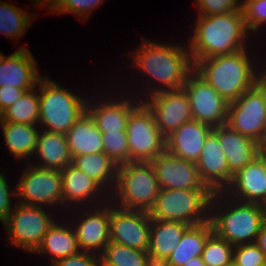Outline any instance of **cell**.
<instances>
[{"label": "cell", "instance_id": "obj_10", "mask_svg": "<svg viewBox=\"0 0 266 266\" xmlns=\"http://www.w3.org/2000/svg\"><path fill=\"white\" fill-rule=\"evenodd\" d=\"M227 125L262 144L266 136V88L258 81L228 104Z\"/></svg>", "mask_w": 266, "mask_h": 266}, {"label": "cell", "instance_id": "obj_33", "mask_svg": "<svg viewBox=\"0 0 266 266\" xmlns=\"http://www.w3.org/2000/svg\"><path fill=\"white\" fill-rule=\"evenodd\" d=\"M147 251L137 250L128 246L109 242L101 256L116 266H145Z\"/></svg>", "mask_w": 266, "mask_h": 266}, {"label": "cell", "instance_id": "obj_51", "mask_svg": "<svg viewBox=\"0 0 266 266\" xmlns=\"http://www.w3.org/2000/svg\"><path fill=\"white\" fill-rule=\"evenodd\" d=\"M228 266H238L234 262L230 263Z\"/></svg>", "mask_w": 266, "mask_h": 266}, {"label": "cell", "instance_id": "obj_31", "mask_svg": "<svg viewBox=\"0 0 266 266\" xmlns=\"http://www.w3.org/2000/svg\"><path fill=\"white\" fill-rule=\"evenodd\" d=\"M36 89L26 91L15 104L4 110L0 122L38 125L40 101Z\"/></svg>", "mask_w": 266, "mask_h": 266}, {"label": "cell", "instance_id": "obj_45", "mask_svg": "<svg viewBox=\"0 0 266 266\" xmlns=\"http://www.w3.org/2000/svg\"><path fill=\"white\" fill-rule=\"evenodd\" d=\"M35 4H37V7L40 5L41 6H46L49 8L48 10L51 12L61 0H33Z\"/></svg>", "mask_w": 266, "mask_h": 266}, {"label": "cell", "instance_id": "obj_18", "mask_svg": "<svg viewBox=\"0 0 266 266\" xmlns=\"http://www.w3.org/2000/svg\"><path fill=\"white\" fill-rule=\"evenodd\" d=\"M119 95L121 97L120 99L115 94V98L110 95L112 99L110 97L108 99L107 97H103L102 102L98 99L94 102L91 98L87 101V111L95 120L101 133L126 131L127 121L131 111L142 101L137 98L138 95L133 98L131 96L132 94L128 93L126 94L127 97L121 94ZM128 95H130V99Z\"/></svg>", "mask_w": 266, "mask_h": 266}, {"label": "cell", "instance_id": "obj_36", "mask_svg": "<svg viewBox=\"0 0 266 266\" xmlns=\"http://www.w3.org/2000/svg\"><path fill=\"white\" fill-rule=\"evenodd\" d=\"M239 3L248 32H257L258 34L260 27L266 24V0L242 1Z\"/></svg>", "mask_w": 266, "mask_h": 266}, {"label": "cell", "instance_id": "obj_41", "mask_svg": "<svg viewBox=\"0 0 266 266\" xmlns=\"http://www.w3.org/2000/svg\"><path fill=\"white\" fill-rule=\"evenodd\" d=\"M52 266H99V255L83 252L59 259Z\"/></svg>", "mask_w": 266, "mask_h": 266}, {"label": "cell", "instance_id": "obj_15", "mask_svg": "<svg viewBox=\"0 0 266 266\" xmlns=\"http://www.w3.org/2000/svg\"><path fill=\"white\" fill-rule=\"evenodd\" d=\"M109 201L110 200L102 205L85 207L86 210L84 207H82L81 209L85 212H80L83 215L78 217V221H76L77 225L75 224V221L73 223L74 226L71 225L75 232L80 251L89 253L95 252V254L98 253V255H101L105 249V246L110 242Z\"/></svg>", "mask_w": 266, "mask_h": 266}, {"label": "cell", "instance_id": "obj_23", "mask_svg": "<svg viewBox=\"0 0 266 266\" xmlns=\"http://www.w3.org/2000/svg\"><path fill=\"white\" fill-rule=\"evenodd\" d=\"M213 127L191 120L166 137V151L189 162L197 163L205 139Z\"/></svg>", "mask_w": 266, "mask_h": 266}, {"label": "cell", "instance_id": "obj_38", "mask_svg": "<svg viewBox=\"0 0 266 266\" xmlns=\"http://www.w3.org/2000/svg\"><path fill=\"white\" fill-rule=\"evenodd\" d=\"M104 0H61L59 4L51 11L52 13H70L77 17L87 19L98 5Z\"/></svg>", "mask_w": 266, "mask_h": 266}, {"label": "cell", "instance_id": "obj_49", "mask_svg": "<svg viewBox=\"0 0 266 266\" xmlns=\"http://www.w3.org/2000/svg\"><path fill=\"white\" fill-rule=\"evenodd\" d=\"M261 154L266 157V136L263 143L261 144Z\"/></svg>", "mask_w": 266, "mask_h": 266}, {"label": "cell", "instance_id": "obj_12", "mask_svg": "<svg viewBox=\"0 0 266 266\" xmlns=\"http://www.w3.org/2000/svg\"><path fill=\"white\" fill-rule=\"evenodd\" d=\"M183 89L189 99L193 120L211 127L227 123L228 102L195 70L189 74Z\"/></svg>", "mask_w": 266, "mask_h": 266}, {"label": "cell", "instance_id": "obj_37", "mask_svg": "<svg viewBox=\"0 0 266 266\" xmlns=\"http://www.w3.org/2000/svg\"><path fill=\"white\" fill-rule=\"evenodd\" d=\"M233 262L238 266H265L266 257L255 243L234 246Z\"/></svg>", "mask_w": 266, "mask_h": 266}, {"label": "cell", "instance_id": "obj_3", "mask_svg": "<svg viewBox=\"0 0 266 266\" xmlns=\"http://www.w3.org/2000/svg\"><path fill=\"white\" fill-rule=\"evenodd\" d=\"M265 220L266 206L213 193L209 214L213 233L231 245L254 243Z\"/></svg>", "mask_w": 266, "mask_h": 266}, {"label": "cell", "instance_id": "obj_17", "mask_svg": "<svg viewBox=\"0 0 266 266\" xmlns=\"http://www.w3.org/2000/svg\"><path fill=\"white\" fill-rule=\"evenodd\" d=\"M61 175L62 205L69 208L68 210L74 205H78V209L80 206L85 208L88 205L89 207L102 205L110 199L109 195L93 179L72 164L61 170ZM96 202L99 203L96 204Z\"/></svg>", "mask_w": 266, "mask_h": 266}, {"label": "cell", "instance_id": "obj_40", "mask_svg": "<svg viewBox=\"0 0 266 266\" xmlns=\"http://www.w3.org/2000/svg\"><path fill=\"white\" fill-rule=\"evenodd\" d=\"M16 197V187L10 190V186L5 178L4 173H0V221L3 223L14 210L12 198ZM13 207V208H12Z\"/></svg>", "mask_w": 266, "mask_h": 266}, {"label": "cell", "instance_id": "obj_5", "mask_svg": "<svg viewBox=\"0 0 266 266\" xmlns=\"http://www.w3.org/2000/svg\"><path fill=\"white\" fill-rule=\"evenodd\" d=\"M40 113L38 125L43 130L66 134L87 111L88 97H81L54 82L48 75L37 84Z\"/></svg>", "mask_w": 266, "mask_h": 266}, {"label": "cell", "instance_id": "obj_8", "mask_svg": "<svg viewBox=\"0 0 266 266\" xmlns=\"http://www.w3.org/2000/svg\"><path fill=\"white\" fill-rule=\"evenodd\" d=\"M43 208L47 209L16 201L14 210L2 223L9 244L34 254L48 229L56 222L50 210Z\"/></svg>", "mask_w": 266, "mask_h": 266}, {"label": "cell", "instance_id": "obj_43", "mask_svg": "<svg viewBox=\"0 0 266 266\" xmlns=\"http://www.w3.org/2000/svg\"><path fill=\"white\" fill-rule=\"evenodd\" d=\"M145 266H170L168 258L147 250Z\"/></svg>", "mask_w": 266, "mask_h": 266}, {"label": "cell", "instance_id": "obj_32", "mask_svg": "<svg viewBox=\"0 0 266 266\" xmlns=\"http://www.w3.org/2000/svg\"><path fill=\"white\" fill-rule=\"evenodd\" d=\"M8 3L0 1V34L18 41L31 26L34 14L31 16L29 11Z\"/></svg>", "mask_w": 266, "mask_h": 266}, {"label": "cell", "instance_id": "obj_13", "mask_svg": "<svg viewBox=\"0 0 266 266\" xmlns=\"http://www.w3.org/2000/svg\"><path fill=\"white\" fill-rule=\"evenodd\" d=\"M151 220L149 212L123 209L110 201V241L133 249L147 251Z\"/></svg>", "mask_w": 266, "mask_h": 266}, {"label": "cell", "instance_id": "obj_50", "mask_svg": "<svg viewBox=\"0 0 266 266\" xmlns=\"http://www.w3.org/2000/svg\"><path fill=\"white\" fill-rule=\"evenodd\" d=\"M6 56L0 51V65Z\"/></svg>", "mask_w": 266, "mask_h": 266}, {"label": "cell", "instance_id": "obj_4", "mask_svg": "<svg viewBox=\"0 0 266 266\" xmlns=\"http://www.w3.org/2000/svg\"><path fill=\"white\" fill-rule=\"evenodd\" d=\"M252 57L255 56H251L246 48L231 54L197 60L194 70L229 104L259 81L262 67L257 69L258 63Z\"/></svg>", "mask_w": 266, "mask_h": 266}, {"label": "cell", "instance_id": "obj_14", "mask_svg": "<svg viewBox=\"0 0 266 266\" xmlns=\"http://www.w3.org/2000/svg\"><path fill=\"white\" fill-rule=\"evenodd\" d=\"M151 109L156 125L166 138L181 125L193 120L184 89L162 91L143 100Z\"/></svg>", "mask_w": 266, "mask_h": 266}, {"label": "cell", "instance_id": "obj_21", "mask_svg": "<svg viewBox=\"0 0 266 266\" xmlns=\"http://www.w3.org/2000/svg\"><path fill=\"white\" fill-rule=\"evenodd\" d=\"M212 131L218 137L232 175L261 155V144L235 131L227 124L213 127Z\"/></svg>", "mask_w": 266, "mask_h": 266}, {"label": "cell", "instance_id": "obj_28", "mask_svg": "<svg viewBox=\"0 0 266 266\" xmlns=\"http://www.w3.org/2000/svg\"><path fill=\"white\" fill-rule=\"evenodd\" d=\"M5 145L16 160H28L34 157L40 130L38 125L0 122Z\"/></svg>", "mask_w": 266, "mask_h": 266}, {"label": "cell", "instance_id": "obj_34", "mask_svg": "<svg viewBox=\"0 0 266 266\" xmlns=\"http://www.w3.org/2000/svg\"><path fill=\"white\" fill-rule=\"evenodd\" d=\"M234 246L212 233L201 254L207 266H228L233 262Z\"/></svg>", "mask_w": 266, "mask_h": 266}, {"label": "cell", "instance_id": "obj_6", "mask_svg": "<svg viewBox=\"0 0 266 266\" xmlns=\"http://www.w3.org/2000/svg\"><path fill=\"white\" fill-rule=\"evenodd\" d=\"M159 191L160 186L151 162L131 161L118 166L116 186L109 200L123 209L149 212Z\"/></svg>", "mask_w": 266, "mask_h": 266}, {"label": "cell", "instance_id": "obj_2", "mask_svg": "<svg viewBox=\"0 0 266 266\" xmlns=\"http://www.w3.org/2000/svg\"><path fill=\"white\" fill-rule=\"evenodd\" d=\"M197 17L188 45L193 63L250 47L246 45L250 33L246 28L242 9L232 13Z\"/></svg>", "mask_w": 266, "mask_h": 266}, {"label": "cell", "instance_id": "obj_25", "mask_svg": "<svg viewBox=\"0 0 266 266\" xmlns=\"http://www.w3.org/2000/svg\"><path fill=\"white\" fill-rule=\"evenodd\" d=\"M42 130V131H41ZM40 130L37 148L34 157L40 160L33 165L42 168L63 170L72 163L66 135L62 133L51 132L48 130ZM44 131V132H43Z\"/></svg>", "mask_w": 266, "mask_h": 266}, {"label": "cell", "instance_id": "obj_42", "mask_svg": "<svg viewBox=\"0 0 266 266\" xmlns=\"http://www.w3.org/2000/svg\"><path fill=\"white\" fill-rule=\"evenodd\" d=\"M22 88L4 86L0 87V111L1 113L8 107L15 104L25 93Z\"/></svg>", "mask_w": 266, "mask_h": 266}, {"label": "cell", "instance_id": "obj_26", "mask_svg": "<svg viewBox=\"0 0 266 266\" xmlns=\"http://www.w3.org/2000/svg\"><path fill=\"white\" fill-rule=\"evenodd\" d=\"M80 252L78 242L73 228L57 221L48 229L44 235L35 254L50 256V266L59 259L75 255Z\"/></svg>", "mask_w": 266, "mask_h": 266}, {"label": "cell", "instance_id": "obj_20", "mask_svg": "<svg viewBox=\"0 0 266 266\" xmlns=\"http://www.w3.org/2000/svg\"><path fill=\"white\" fill-rule=\"evenodd\" d=\"M224 193L238 201L266 206V157L261 154L233 175Z\"/></svg>", "mask_w": 266, "mask_h": 266}, {"label": "cell", "instance_id": "obj_47", "mask_svg": "<svg viewBox=\"0 0 266 266\" xmlns=\"http://www.w3.org/2000/svg\"><path fill=\"white\" fill-rule=\"evenodd\" d=\"M259 82L266 88V69L261 70Z\"/></svg>", "mask_w": 266, "mask_h": 266}, {"label": "cell", "instance_id": "obj_24", "mask_svg": "<svg viewBox=\"0 0 266 266\" xmlns=\"http://www.w3.org/2000/svg\"><path fill=\"white\" fill-rule=\"evenodd\" d=\"M72 157L103 152L102 133L86 111L65 134Z\"/></svg>", "mask_w": 266, "mask_h": 266}, {"label": "cell", "instance_id": "obj_46", "mask_svg": "<svg viewBox=\"0 0 266 266\" xmlns=\"http://www.w3.org/2000/svg\"><path fill=\"white\" fill-rule=\"evenodd\" d=\"M183 266H207L201 256L194 257L185 263Z\"/></svg>", "mask_w": 266, "mask_h": 266}, {"label": "cell", "instance_id": "obj_29", "mask_svg": "<svg viewBox=\"0 0 266 266\" xmlns=\"http://www.w3.org/2000/svg\"><path fill=\"white\" fill-rule=\"evenodd\" d=\"M189 227L179 221L152 219L148 251L168 258Z\"/></svg>", "mask_w": 266, "mask_h": 266}, {"label": "cell", "instance_id": "obj_7", "mask_svg": "<svg viewBox=\"0 0 266 266\" xmlns=\"http://www.w3.org/2000/svg\"><path fill=\"white\" fill-rule=\"evenodd\" d=\"M210 189H160L149 211L151 219L179 221L190 226L209 222Z\"/></svg>", "mask_w": 266, "mask_h": 266}, {"label": "cell", "instance_id": "obj_22", "mask_svg": "<svg viewBox=\"0 0 266 266\" xmlns=\"http://www.w3.org/2000/svg\"><path fill=\"white\" fill-rule=\"evenodd\" d=\"M35 60L25 46L6 56L0 65V87H17L24 91L37 87L42 76Z\"/></svg>", "mask_w": 266, "mask_h": 266}, {"label": "cell", "instance_id": "obj_48", "mask_svg": "<svg viewBox=\"0 0 266 266\" xmlns=\"http://www.w3.org/2000/svg\"><path fill=\"white\" fill-rule=\"evenodd\" d=\"M99 266H116L107 262L101 255H99Z\"/></svg>", "mask_w": 266, "mask_h": 266}, {"label": "cell", "instance_id": "obj_16", "mask_svg": "<svg viewBox=\"0 0 266 266\" xmlns=\"http://www.w3.org/2000/svg\"><path fill=\"white\" fill-rule=\"evenodd\" d=\"M160 189H209L200 179L197 164L166 150L151 161Z\"/></svg>", "mask_w": 266, "mask_h": 266}, {"label": "cell", "instance_id": "obj_44", "mask_svg": "<svg viewBox=\"0 0 266 266\" xmlns=\"http://www.w3.org/2000/svg\"><path fill=\"white\" fill-rule=\"evenodd\" d=\"M254 243L266 257V220L263 222Z\"/></svg>", "mask_w": 266, "mask_h": 266}, {"label": "cell", "instance_id": "obj_1", "mask_svg": "<svg viewBox=\"0 0 266 266\" xmlns=\"http://www.w3.org/2000/svg\"><path fill=\"white\" fill-rule=\"evenodd\" d=\"M141 46L134 52L130 53L133 59V66L140 73L148 75L152 87L145 88L149 90L147 93L141 92L142 101L153 94L162 91H171L182 89L189 74L194 70V63L189 51V46H181L182 44H163L153 42L143 38ZM168 44V45H167ZM186 47V48H185ZM153 80H152V79ZM155 87V88H154Z\"/></svg>", "mask_w": 266, "mask_h": 266}, {"label": "cell", "instance_id": "obj_11", "mask_svg": "<svg viewBox=\"0 0 266 266\" xmlns=\"http://www.w3.org/2000/svg\"><path fill=\"white\" fill-rule=\"evenodd\" d=\"M17 202L44 207L62 205V175L60 170L38 167L29 162L16 184ZM52 206V207H51Z\"/></svg>", "mask_w": 266, "mask_h": 266}, {"label": "cell", "instance_id": "obj_9", "mask_svg": "<svg viewBox=\"0 0 266 266\" xmlns=\"http://www.w3.org/2000/svg\"><path fill=\"white\" fill-rule=\"evenodd\" d=\"M129 162H151L166 150L162 135L151 109L141 101L130 113L127 121Z\"/></svg>", "mask_w": 266, "mask_h": 266}, {"label": "cell", "instance_id": "obj_27", "mask_svg": "<svg viewBox=\"0 0 266 266\" xmlns=\"http://www.w3.org/2000/svg\"><path fill=\"white\" fill-rule=\"evenodd\" d=\"M73 166L87 174L109 196L115 189L118 165L104 152L72 157Z\"/></svg>", "mask_w": 266, "mask_h": 266}, {"label": "cell", "instance_id": "obj_19", "mask_svg": "<svg viewBox=\"0 0 266 266\" xmlns=\"http://www.w3.org/2000/svg\"><path fill=\"white\" fill-rule=\"evenodd\" d=\"M201 181L213 192H224L230 185V173L226 156L217 135L211 131L205 139L200 159L196 163Z\"/></svg>", "mask_w": 266, "mask_h": 266}, {"label": "cell", "instance_id": "obj_39", "mask_svg": "<svg viewBox=\"0 0 266 266\" xmlns=\"http://www.w3.org/2000/svg\"><path fill=\"white\" fill-rule=\"evenodd\" d=\"M199 16L232 13L241 9L239 0H194Z\"/></svg>", "mask_w": 266, "mask_h": 266}, {"label": "cell", "instance_id": "obj_35", "mask_svg": "<svg viewBox=\"0 0 266 266\" xmlns=\"http://www.w3.org/2000/svg\"><path fill=\"white\" fill-rule=\"evenodd\" d=\"M103 152L118 166L129 163L126 131L102 133Z\"/></svg>", "mask_w": 266, "mask_h": 266}, {"label": "cell", "instance_id": "obj_30", "mask_svg": "<svg viewBox=\"0 0 266 266\" xmlns=\"http://www.w3.org/2000/svg\"><path fill=\"white\" fill-rule=\"evenodd\" d=\"M213 233L210 221L190 226L168 257L170 266H183L194 257L201 256L204 244Z\"/></svg>", "mask_w": 266, "mask_h": 266}]
</instances>
